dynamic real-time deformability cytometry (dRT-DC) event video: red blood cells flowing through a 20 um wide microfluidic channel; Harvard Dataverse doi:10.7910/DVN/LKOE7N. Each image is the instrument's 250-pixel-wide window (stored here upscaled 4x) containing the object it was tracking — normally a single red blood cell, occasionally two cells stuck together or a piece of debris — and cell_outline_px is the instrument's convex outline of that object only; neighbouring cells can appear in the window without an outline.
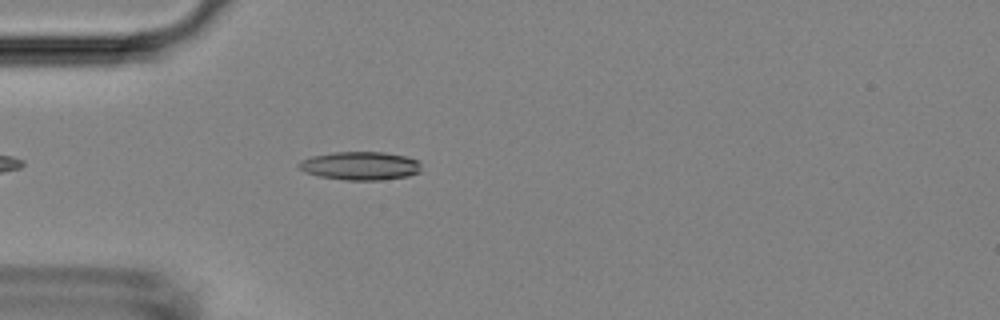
{"species": "Egyptian fruit bat (a non-hibernating species)", "species_latin": "Rousettus aegyptiacus", "temperature_condition": "room temperature", "stored_images_in_passage": 42, "camera_frame_rate_fps": 3000, "um_per_image_px": 0.085, "animal": {"sex": "female"}, "frame": {"image": 1, "passage_image": 5, "time_ms": 1.333, "image_size_px": [1000, 320], "cell_outline_px": [[420, 172], [408, 176], [380, 180], [344, 180], [320, 176], [304, 172], [296, 164], [300, 160], [312, 156], [332, 152], [384, 152], [404, 156], [420, 160]], "centroid_in_image_um": [30.61, 14.09], "position_along_channel_um": 54.4, "area_um2": 20.35}}
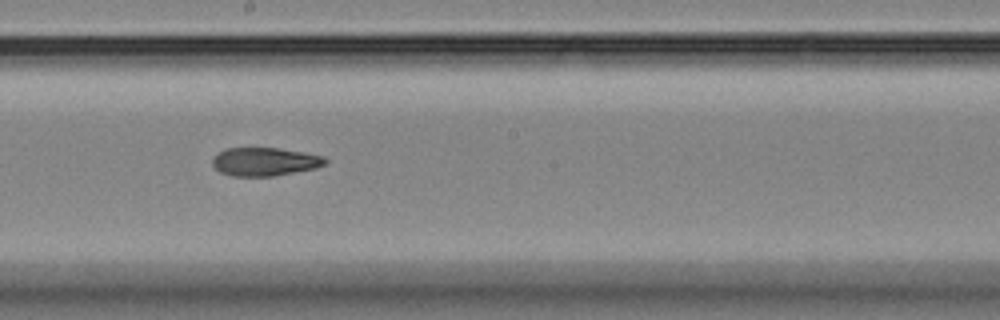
{"frame": {"image": 2, "passage_image": 19, "time_ms": 6.0, "image_size_px": [1000, 320], "cell_outline_px": [[328, 160], [324, 164], [316, 168], [272, 176], [232, 176], [220, 172], [212, 164], [212, 160], [216, 152], [224, 148], [280, 148], [304, 152], [324, 156]], "centroid_in_image_um": [22.48, 13.73], "position_along_channel_um": 225.7, "area_um2": 18.73}}
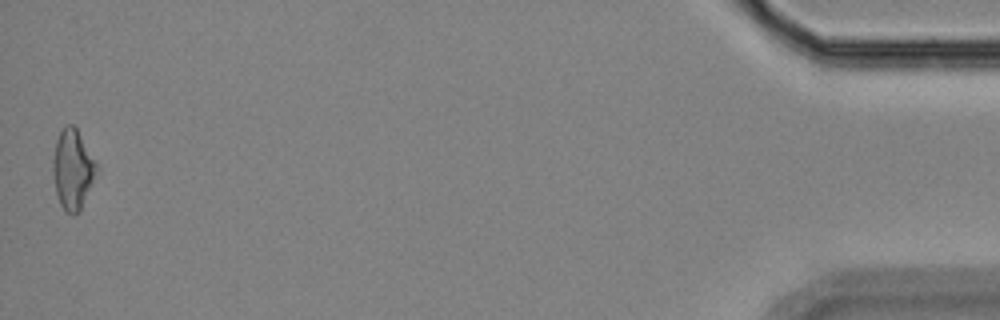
{"frame": {"image": 3, "passage_image": 42, "time_ms": 13.667, "image_size_px": [1000, 320], "cell_outline_px": [[100, 168], [80, 212], [72, 216], [64, 212], [60, 204], [56, 192], [52, 172], [52, 160], [56, 140], [64, 124], [72, 124], [76, 128]], "centroid_in_image_um": [6.19, 14.43], "position_along_channel_um": 429.0, "area_um2": 20.75}, "authors_computed_cell_mechanics": {"area_um2": 19.4786, "velocity_mm_per_s": 3.8154, "shape_relaxation_time_tau1_ms": null, "shape_relaxation_time_tau2_ms": 4.9674, "deformation_change_tau1": null, "deformation_change_tau2": 0.1372}}